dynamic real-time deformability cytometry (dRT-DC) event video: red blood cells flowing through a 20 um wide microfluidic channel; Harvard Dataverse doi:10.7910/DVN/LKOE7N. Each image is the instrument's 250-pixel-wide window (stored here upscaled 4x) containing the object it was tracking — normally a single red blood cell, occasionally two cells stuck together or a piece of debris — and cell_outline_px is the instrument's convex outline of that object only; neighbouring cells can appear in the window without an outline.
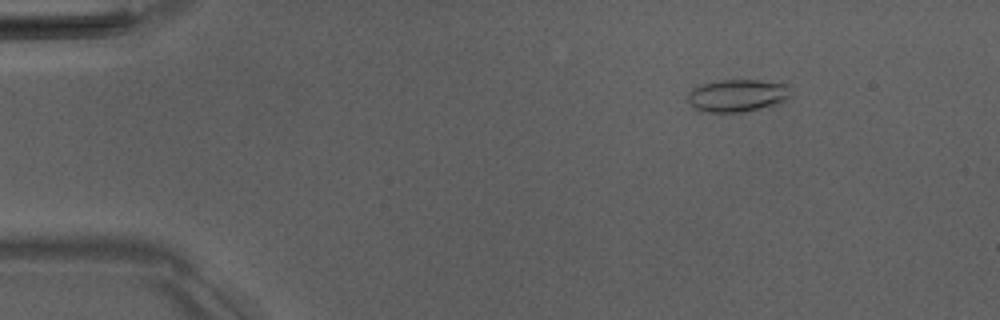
{"species": "Egyptian fruit bat (a non-hibernating species)", "species_latin": "Rousettus aegyptiacus", "temperature_condition": "room temperature", "stored_images_in_passage": 45, "camera_frame_rate_fps": 3000, "um_per_image_px": 0.085, "animal": {"sex": "male"}, "frame": {"image": 1, "passage_image": 1, "time_ms": 0.0, "image_size_px": [1000, 320], "cell_outline_px": [[792, 96], [780, 104], [740, 112], [700, 112], [688, 100], [688, 92], [692, 88], [704, 84], [720, 80], [788, 80]], "centroid_in_image_um": [62.81, 8.09], "position_along_channel_um": 22.2, "area_um2": 20.06}}
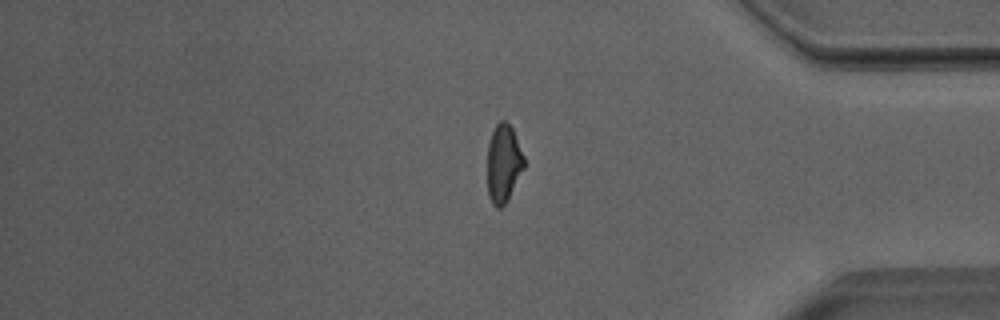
{"frame": {"image": 2, "passage_image": 37, "time_ms": 12.0, "image_size_px": [1000, 320], "cell_outline_px": [[524, 168], [508, 200], [500, 208], [496, 208], [492, 204], [488, 196], [488, 144], [492, 132], [496, 124], [500, 120], [504, 120], [512, 128], [524, 156]], "centroid_in_image_um": [42.79, 13.91], "position_along_channel_um": 392.4, "area_um2": 16.65}}
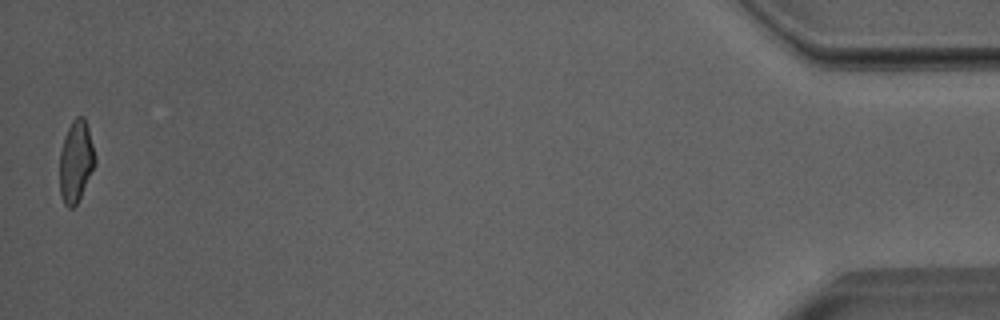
{"frame": {"image": 3, "passage_image": 45, "time_ms": 14.667, "image_size_px": [1000, 320], "cell_outline_px": [[96, 164], [76, 204], [72, 208], [68, 208], [64, 204], [60, 196], [60, 152], [64, 136], [72, 120], [76, 116], [84, 116], [88, 128], [96, 156]], "centroid_in_image_um": [6.45, 13.71], "position_along_channel_um": 428.7, "area_um2": 16.88}, "authors_computed_cell_mechanics": {"area_um2": 17.629, "velocity_mm_per_s": 4.0135, "shape_relaxation_time_tau1_ms": 4.4816, "shape_relaxation_time_tau2_ms": 1.2877, "deformation_change_tau1": 0.1841, "deformation_change_tau2": 0.0857}}